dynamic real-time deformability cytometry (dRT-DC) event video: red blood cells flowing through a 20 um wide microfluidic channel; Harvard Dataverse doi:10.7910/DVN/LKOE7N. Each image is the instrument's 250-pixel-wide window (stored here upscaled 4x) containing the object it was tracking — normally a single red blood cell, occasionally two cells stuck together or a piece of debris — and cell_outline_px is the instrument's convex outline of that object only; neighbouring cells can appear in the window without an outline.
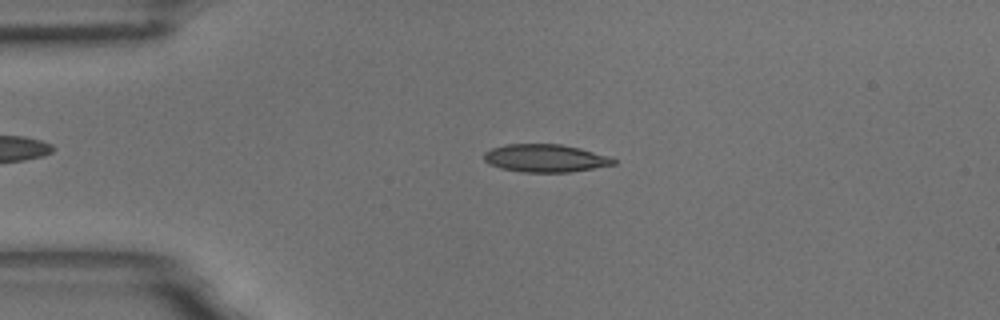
{"species": "common noctule bat (a hibernating species)", "species_latin": "Nyctalus noctula", "temperature_condition": "room temperature", "stored_images_in_passage": 50, "camera_frame_rate_fps": 3000, "um_per_image_px": 0.085, "animal": {"sex": "male", "body_mass_g": 18.8}, "frame": {"image": 1, "passage_image": 12, "time_ms": 3.667, "image_size_px": [1000, 320], "cell_outline_px": [[616, 164], [568, 172], [524, 172], [500, 168], [488, 164], [484, 160], [484, 152], [492, 148], [508, 144], [560, 144], [580, 148], [612, 156], [616, 160]], "centroid_in_image_um": [46.36, 13.44], "position_along_channel_um": 38.6, "area_um2": 21.04}}
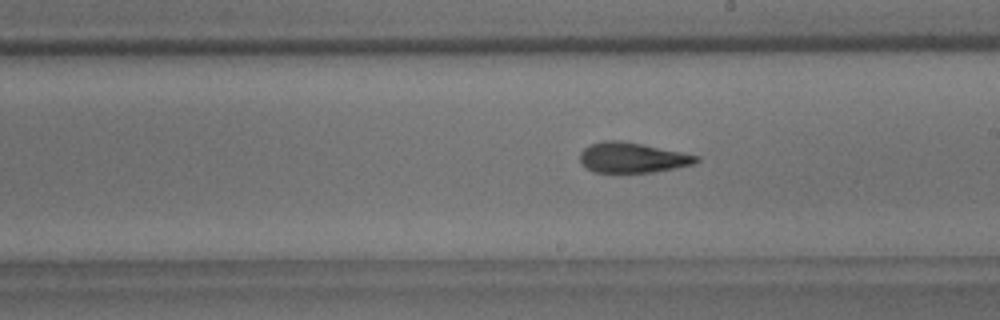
{"frame": {"image": 2, "passage_image": 31, "time_ms": 10.0, "image_size_px": [1000, 320], "cell_outline_px": [[700, 160], [692, 164], [652, 172], [592, 172], [584, 168], [580, 160], [580, 152], [588, 144], [604, 140], [620, 140], [700, 156]], "centroid_in_image_um": [53.67, 13.39], "position_along_channel_um": 235.3, "area_um2": 20.35}}
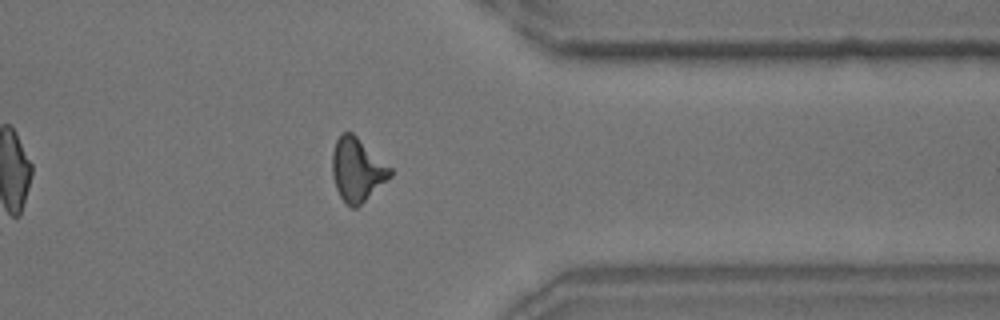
{"frame": {"image": 3, "passage_image": 44, "time_ms": 14.333, "image_size_px": [1000, 320], "cell_outline_px": [[392, 176], [356, 208], [352, 208], [340, 196], [336, 188], [332, 172], [332, 152], [336, 140], [340, 132], [352, 132], [392, 168]], "centroid_in_image_um": [30.35, 14.4], "position_along_channel_um": 381.0, "area_um2": 21.27}, "authors_computed_cell_mechanics": {"area_um2": 20.7213, "velocity_mm_per_s": 3.571, "shape_relaxation_time_tau1_ms": 6.8673, "shape_relaxation_time_tau2_ms": 3.1677, "deformation_change_tau1": 0.1942, "deformation_change_tau2": 0.119}}